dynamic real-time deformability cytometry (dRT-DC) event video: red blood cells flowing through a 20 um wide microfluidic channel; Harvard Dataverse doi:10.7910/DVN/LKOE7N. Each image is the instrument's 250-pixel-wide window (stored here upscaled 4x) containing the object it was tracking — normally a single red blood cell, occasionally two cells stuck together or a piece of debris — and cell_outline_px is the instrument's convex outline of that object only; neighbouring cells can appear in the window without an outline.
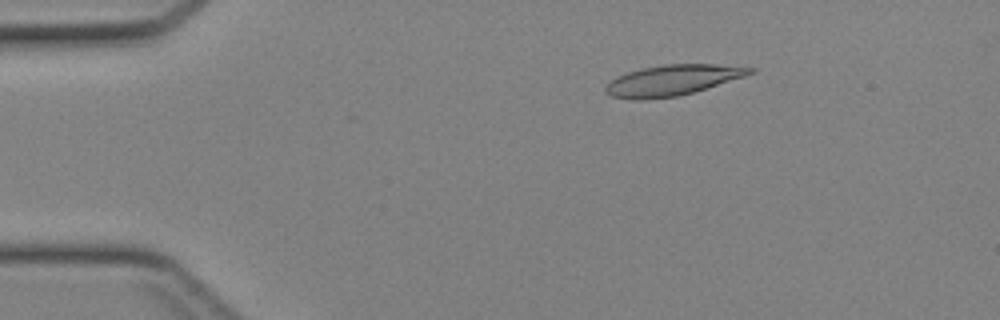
{"species": "Egyptian fruit bat (a non-hibernating species)", "species_latin": "Rousettus aegyptiacus", "temperature_condition": "cold", "stored_images_in_passage": 37, "camera_frame_rate_fps": 3000, "um_per_image_px": 0.085, "animal": {"sex": "female"}, "frame": {"image": 1, "passage_image": 1, "time_ms": 0.0, "image_size_px": [1000, 320], "cell_outline_px": [[756, 72], [744, 76], [692, 92], [676, 96], [644, 100], [636, 100], [612, 96], [604, 92], [604, 88], [616, 76], [640, 68], [664, 64], [716, 64], [756, 68]], "centroid_in_image_um": [57.12, 6.81], "position_along_channel_um": 27.9, "area_um2": 25.55}}
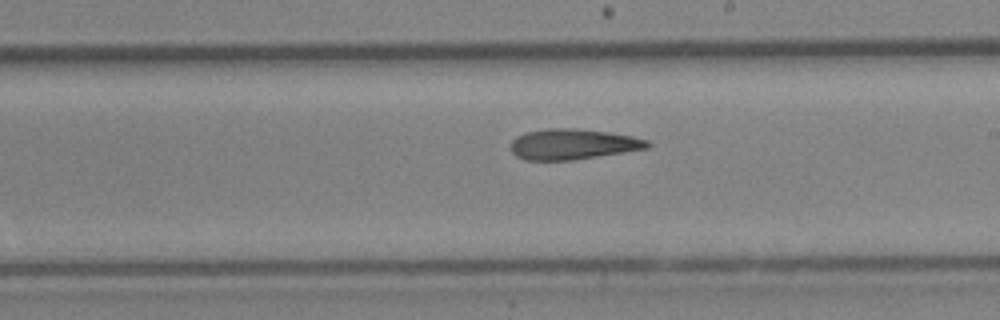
{"frame": {"image": 2, "passage_image": 19, "time_ms": 6.0, "image_size_px": [1000, 320], "cell_outline_px": [[652, 144], [648, 148], [624, 152], [572, 160], [524, 160], [516, 156], [512, 152], [512, 140], [516, 136], [524, 132], [548, 128], [576, 128], [608, 132], [632, 136], [648, 140]], "centroid_in_image_um": [48.69, 12.25], "position_along_channel_um": 240.3, "area_um2": 24.39}}
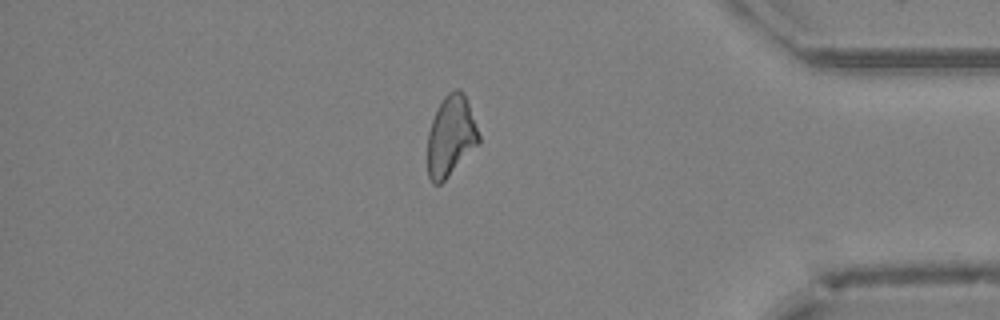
{"frame": {"image": 3, "passage_image": 31, "time_ms": 10.0, "image_size_px": [1000, 320], "cell_outline_px": [[480, 144], [440, 184], [432, 184], [428, 176], [428, 132], [432, 120], [444, 96], [448, 92], [456, 88], [460, 88], [468, 104], [480, 136]], "centroid_in_image_um": [38.32, 11.59], "position_along_channel_um": 396.9, "area_um2": 23.81}}